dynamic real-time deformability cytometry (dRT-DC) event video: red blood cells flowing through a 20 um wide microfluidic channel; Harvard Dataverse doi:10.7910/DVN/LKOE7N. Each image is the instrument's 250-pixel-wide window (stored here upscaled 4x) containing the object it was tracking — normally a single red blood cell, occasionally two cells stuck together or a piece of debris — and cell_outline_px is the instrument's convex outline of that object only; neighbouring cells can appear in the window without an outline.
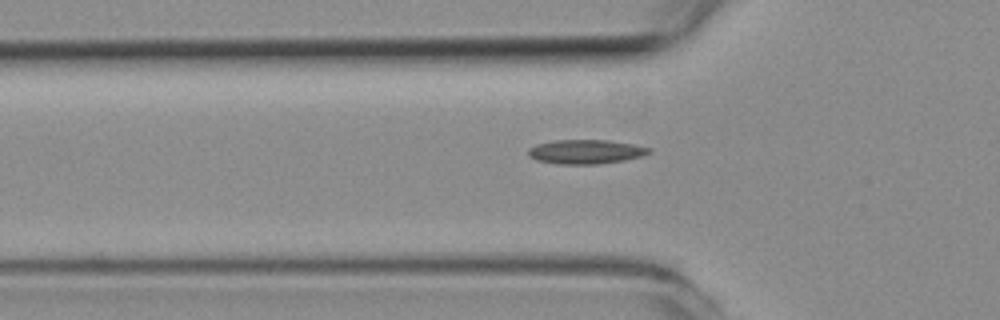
{"species": "common noctule bat (a hibernating species)", "species_latin": "Nyctalus noctula", "temperature_condition": "room temperature", "stored_images_in_passage": 30, "camera_frame_rate_fps": 3000, "um_per_image_px": 0.085, "animal": {"sex": "female", "body_mass_g": 19.3, "forearm_length_mm": 54.1}, "frame": {"image": 1, "passage_image": 6, "time_ms": 1.667, "image_size_px": [1000, 320], "cell_outline_px": [[652, 152], [644, 156], [624, 160], [600, 164], [556, 164], [536, 160], [528, 156], [528, 148], [536, 144], [556, 140], [608, 140], [632, 144], [652, 148]], "centroid_in_image_um": [49.8, 12.9], "position_along_channel_um": 76.0, "area_um2": 17.22}}
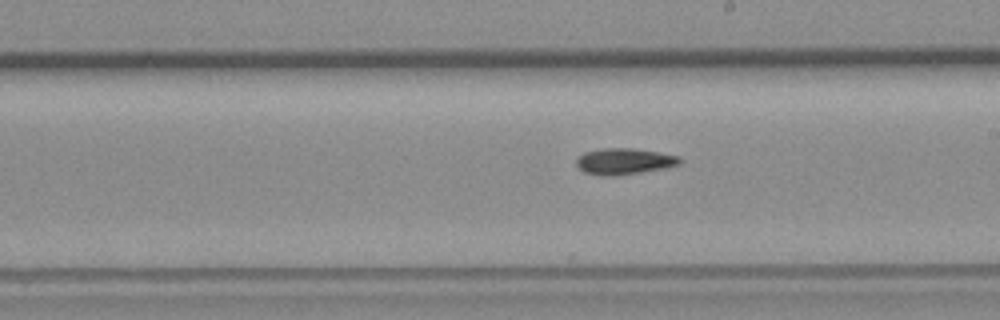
{"frame": {"image": 2, "passage_image": 18, "time_ms": 5.667, "image_size_px": [1000, 320], "cell_outline_px": [[680, 164], [664, 168], [616, 176], [600, 176], [584, 172], [576, 164], [576, 160], [584, 152], [604, 148], [632, 148], [680, 156]], "centroid_in_image_um": [53.03, 13.72], "position_along_channel_um": 236.0, "area_um2": 15.66}}
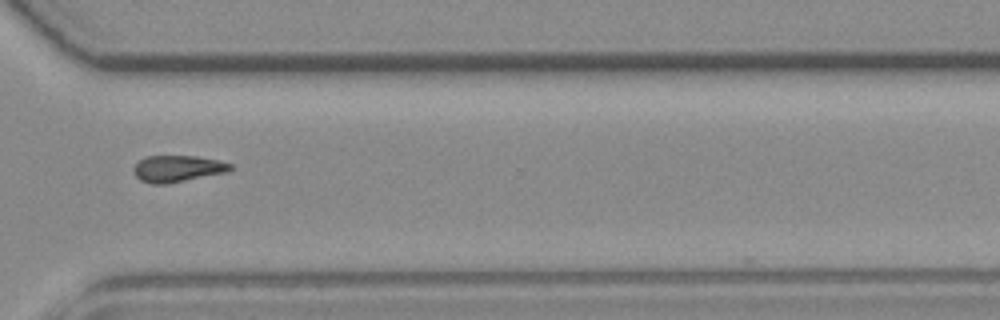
{"frame": {"image": 3, "passage_image": 27, "time_ms": 8.667, "image_size_px": [1000, 320], "cell_outline_px": [[232, 168], [228, 172], [164, 184], [152, 184], [140, 180], [136, 176], [132, 168], [144, 156], [196, 156], [216, 160], [232, 164]], "centroid_in_image_um": [15.07, 14.33], "position_along_channel_um": 355.5, "area_um2": 14.85}}